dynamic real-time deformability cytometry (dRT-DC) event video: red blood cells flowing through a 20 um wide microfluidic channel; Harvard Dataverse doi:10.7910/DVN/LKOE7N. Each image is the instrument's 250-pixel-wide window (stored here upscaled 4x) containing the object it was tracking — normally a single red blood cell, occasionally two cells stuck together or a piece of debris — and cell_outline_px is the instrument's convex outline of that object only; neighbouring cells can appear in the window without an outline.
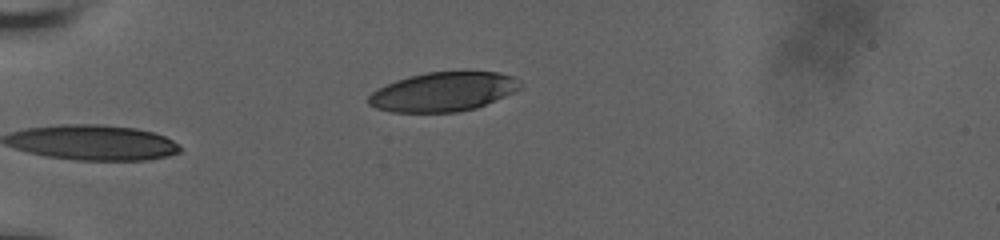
{"species": "human", "species_latin": "Homo sapiens", "temperature_condition": "room temperature", "stored_images_in_passage": 36, "camera_frame_rate_fps": 3000, "um_per_image_px": 0.085, "donor": {"sex": "male"}, "frame": {"image": 1, "passage_image": 1, "time_ms": 0.0, "image_size_px": [1000, 240], "cell_outline_px": [[520, 88], [504, 96], [476, 108], [456, 112], [392, 112], [376, 108], [368, 104], [368, 96], [372, 92], [396, 80], [428, 72], [500, 72], [512, 76], [520, 84]], "centroid_in_image_um": [37.64, 7.81], "position_along_channel_um": 47.4, "area_um2": 34.1}}
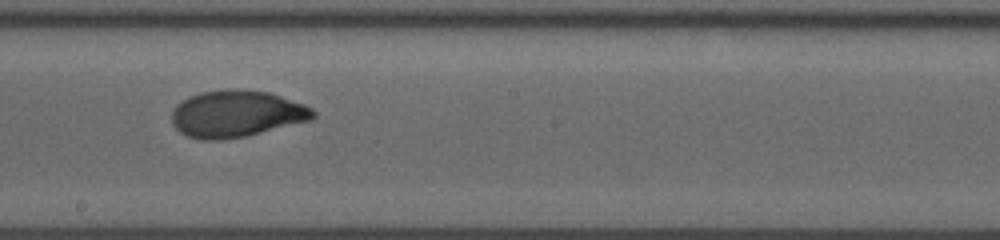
{"frame": {"image": 2, "passage_image": 18, "time_ms": 5.667, "image_size_px": [1000, 240], "cell_outline_px": [[316, 116], [312, 120], [244, 136], [224, 140], [204, 140], [188, 136], [180, 132], [172, 124], [172, 112], [176, 104], [188, 96], [200, 92], [228, 88], [236, 88], [268, 92], [304, 104], [312, 108], [316, 112]], "centroid_in_image_um": [20.09, 9.66], "position_along_channel_um": 228.1, "area_um2": 38.73}}
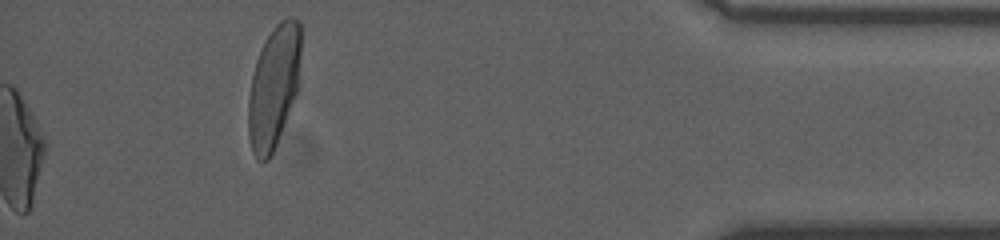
{"frame": {"image": 3, "passage_image": 36, "time_ms": 11.667, "image_size_px": [1000, 240], "cell_outline_px": [[300, 56], [296, 92], [276, 144], [268, 160], [260, 164], [256, 160], [252, 152], [248, 136], [248, 96], [252, 76], [256, 60], [268, 36], [276, 24], [280, 20], [288, 16], [292, 16], [300, 20]], "centroid_in_image_um": [23.24, 7.38], "position_along_channel_um": 412.0, "area_um2": 37.17}, "authors_computed_cell_mechanics": {"area_um2": 37.9168, "velocity_mm_per_s": 3.8286, "shape_relaxation_time_tau1_ms": 3.8481, "shape_relaxation_time_tau2_ms": 0.7927, "deformation_change_tau1": 0.1889, "deformation_change_tau2": 0.0474}}